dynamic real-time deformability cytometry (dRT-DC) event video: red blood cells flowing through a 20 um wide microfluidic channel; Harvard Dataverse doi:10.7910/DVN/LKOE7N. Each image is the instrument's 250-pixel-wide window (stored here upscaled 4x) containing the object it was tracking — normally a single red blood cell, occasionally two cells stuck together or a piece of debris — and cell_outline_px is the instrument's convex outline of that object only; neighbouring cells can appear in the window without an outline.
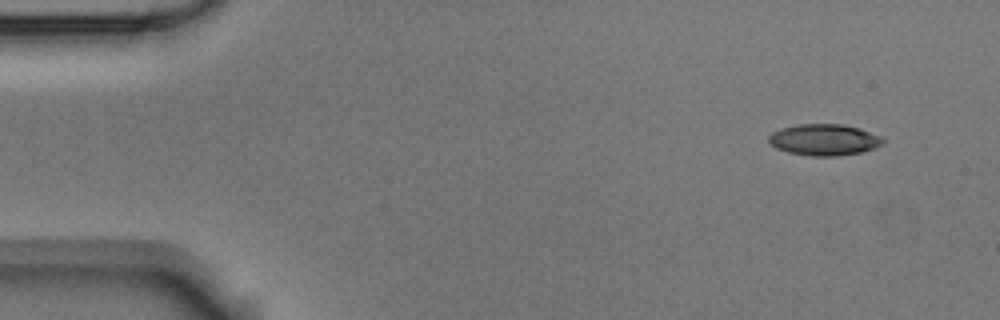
{"species": "Egyptian fruit bat (a non-hibernating species)", "species_latin": "Rousettus aegyptiacus", "temperature_condition": "room temperature", "stored_images_in_passage": 4, "segment_of_instrument_passage": [1, 2], "camera_frame_rate_fps": 3000, "um_per_image_px": 0.085, "animal": {"sex": "male"}, "frame": {"image": 1, "passage_image": 1, "time_ms": 0.0, "image_size_px": [1000, 320], "cell_outline_px": [[884, 140], [880, 144], [872, 148], [860, 152], [832, 156], [812, 156], [788, 152], [776, 148], [768, 140], [768, 136], [772, 132], [784, 128], [800, 124], [844, 124], [860, 128], [880, 136]], "centroid_in_image_um": [70.03, 11.87], "position_along_channel_um": 15.0, "area_um2": 20.52}}
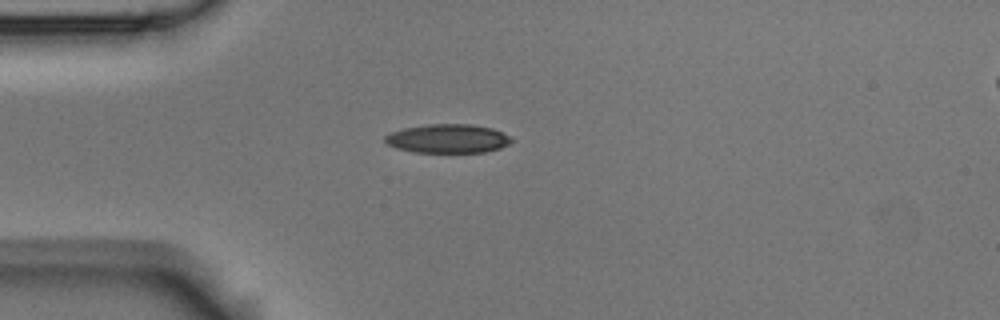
{"frame": {"image": 2, "passage_image": 3, "time_ms": 0.667, "image_size_px": [1000, 320], "cell_outline_px": [[512, 140], [508, 144], [500, 148], [484, 152], [412, 152], [396, 148], [388, 144], [384, 140], [384, 136], [392, 132], [404, 128], [428, 124], [472, 124], [492, 128], [508, 136]], "centroid_in_image_um": [38.03, 11.78], "position_along_channel_um": 47.0, "area_um2": 21.1}}